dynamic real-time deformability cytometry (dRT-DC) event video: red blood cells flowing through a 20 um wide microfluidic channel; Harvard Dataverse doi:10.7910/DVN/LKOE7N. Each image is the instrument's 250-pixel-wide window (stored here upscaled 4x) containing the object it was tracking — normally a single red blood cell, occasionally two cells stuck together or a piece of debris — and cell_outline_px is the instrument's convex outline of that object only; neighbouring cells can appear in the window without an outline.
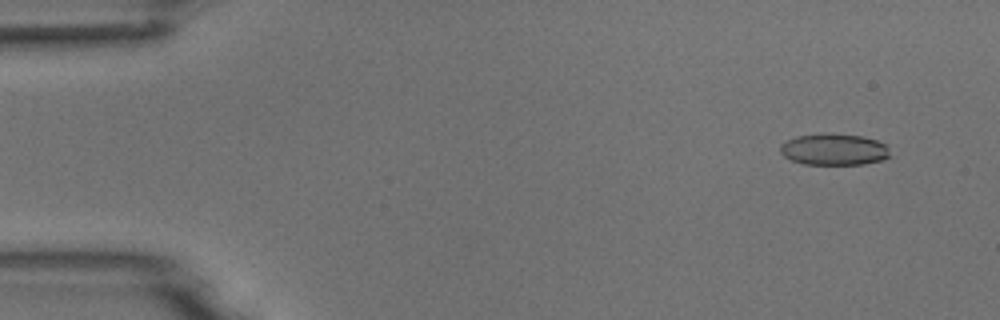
{"species": "common noctule bat (a hibernating species)", "species_latin": "Nyctalus noctula", "temperature_condition": "room temperature", "stored_images_in_passage": 5, "camera_frame_rate_fps": 3000, "um_per_image_px": 0.085, "animal": {"sex": "male", "body_mass_g": 18.8}, "frame": {"image": 1, "passage_image": 1, "time_ms": 0.0, "image_size_px": [1000, 320], "cell_outline_px": [[892, 156], [880, 160], [864, 164], [804, 164], [792, 160], [784, 156], [780, 152], [780, 144], [784, 140], [796, 136], [864, 136], [876, 140], [884, 144]], "centroid_in_image_um": [70.87, 12.74], "position_along_channel_um": 14.1, "area_um2": 19.42}}
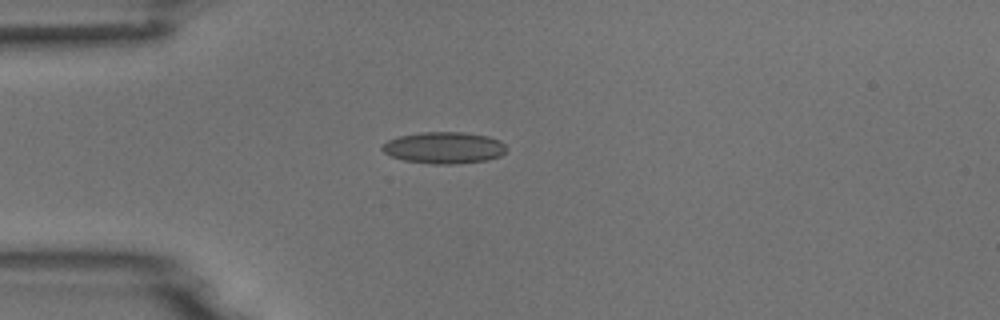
{"frame": {"image": 2, "passage_image": 4, "time_ms": 3.333, "image_size_px": [1000, 320], "cell_outline_px": [[508, 148], [500, 156], [488, 160], [456, 164], [432, 164], [404, 160], [392, 156], [384, 152], [380, 148], [388, 140], [400, 136], [420, 132], [464, 132], [488, 136], [500, 140]], "centroid_in_image_um": [37.77, 12.56], "position_along_channel_um": 47.2, "area_um2": 22.95}}